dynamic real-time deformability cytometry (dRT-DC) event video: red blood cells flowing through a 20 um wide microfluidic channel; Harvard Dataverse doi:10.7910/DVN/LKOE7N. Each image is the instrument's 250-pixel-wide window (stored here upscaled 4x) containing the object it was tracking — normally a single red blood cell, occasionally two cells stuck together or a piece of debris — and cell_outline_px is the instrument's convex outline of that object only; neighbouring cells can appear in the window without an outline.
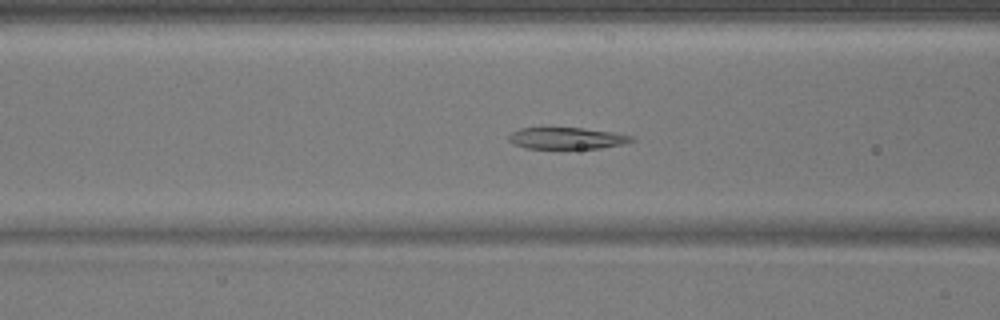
{"species": "common noctule bat (a hibernating species)", "species_latin": "Nyctalus noctula", "temperature_condition": "warm", "stored_images_in_passage": 46, "camera_frame_rate_fps": 3000, "um_per_image_px": 0.085, "animal": {"sex": "male", "body_mass_g": 17.9}, "frame": {"image": 1, "passage_image": 16, "time_ms": 5.0, "image_size_px": [1000, 320], "cell_outline_px": [[636, 140], [620, 144], [600, 148], [524, 148], [512, 144], [508, 140], [508, 136], [512, 132], [520, 128], [584, 128], [612, 132], [632, 136]], "centroid_in_image_um": [48.13, 11.75], "position_along_channel_um": 118.5, "area_um2": 15.32}}
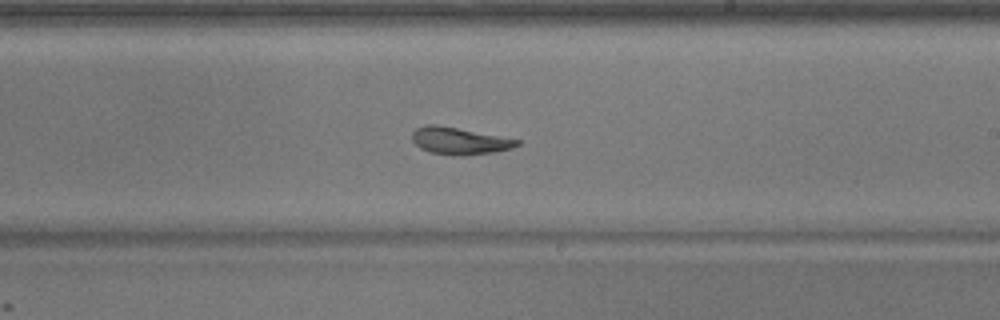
{"frame": {"image": 2, "passage_image": 26, "time_ms": 8.333, "image_size_px": [1000, 320], "cell_outline_px": [[520, 144], [512, 148], [496, 152], [464, 156], [452, 156], [428, 152], [420, 148], [412, 140], [412, 132], [416, 128], [424, 124], [436, 124], [520, 140]], "centroid_in_image_um": [39.02, 11.99], "position_along_channel_um": 250.0, "area_um2": 16.7}}
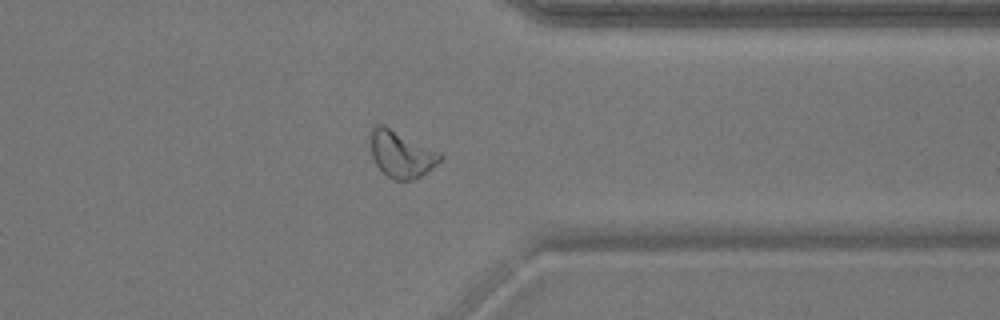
{"frame": {"image": 3, "passage_image": 36, "time_ms": 11.667, "image_size_px": [1000, 320], "cell_outline_px": [[444, 156], [432, 168], [416, 180], [396, 180], [388, 176], [376, 164], [372, 156], [372, 128], [376, 124], [384, 124], [440, 152]], "centroid_in_image_um": [34.14, 13.1], "position_along_channel_um": 377.3, "area_um2": 18.73}}